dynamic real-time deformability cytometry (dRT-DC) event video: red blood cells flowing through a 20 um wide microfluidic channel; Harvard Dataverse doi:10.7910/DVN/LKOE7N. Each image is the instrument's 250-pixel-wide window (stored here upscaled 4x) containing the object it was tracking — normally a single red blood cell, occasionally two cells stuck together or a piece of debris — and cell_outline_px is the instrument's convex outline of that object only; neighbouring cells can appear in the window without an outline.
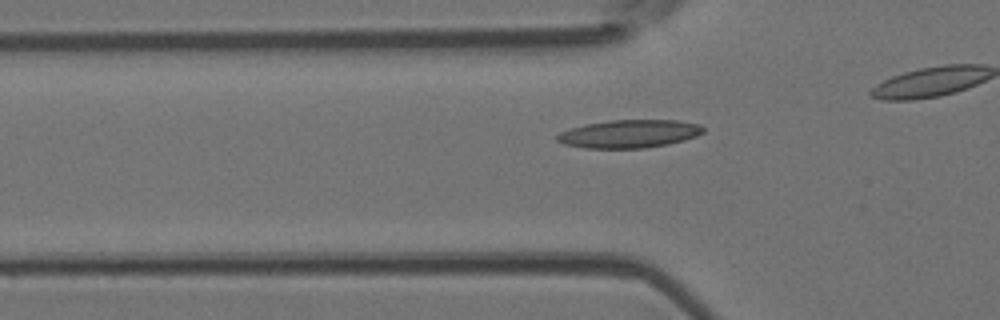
{"species": "Egyptian fruit bat (a non-hibernating species)", "species_latin": "Rousettus aegyptiacus", "temperature_condition": "room temperature", "stored_images_in_passage": 6, "camera_frame_rate_fps": 3000, "um_per_image_px": 0.085, "animal": {"sex": "female"}, "frame": {"image": 1, "passage_image": 4, "time_ms": 1.0, "image_size_px": [1000, 320], "cell_outline_px": [[704, 132], [696, 136], [684, 140], [668, 144], [644, 148], [584, 148], [564, 144], [556, 140], [556, 136], [560, 132], [584, 124], [608, 120], [676, 120], [700, 124], [704, 128]], "centroid_in_image_um": [53.48, 11.37], "position_along_channel_um": 72.3, "area_um2": 23.93}}